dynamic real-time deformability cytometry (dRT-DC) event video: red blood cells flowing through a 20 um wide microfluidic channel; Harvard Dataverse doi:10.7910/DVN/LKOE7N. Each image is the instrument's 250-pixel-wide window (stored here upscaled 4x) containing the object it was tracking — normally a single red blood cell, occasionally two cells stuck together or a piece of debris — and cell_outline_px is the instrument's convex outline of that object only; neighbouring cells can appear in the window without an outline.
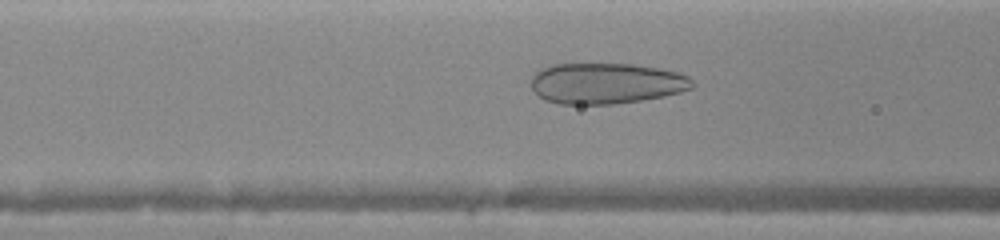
{"species": "human", "species_latin": "Homo sapiens", "temperature_condition": "warm", "stored_images_in_passage": 41, "camera_frame_rate_fps": 3000, "um_per_image_px": 0.085, "donor": {"sex": "female"}, "frame": {"image": 1, "passage_image": 8, "time_ms": 1.333, "image_size_px": [1000, 240], "cell_outline_px": [[692, 88], [680, 92], [664, 96], [640, 100], [612, 104], [560, 104], [544, 100], [532, 88], [532, 76], [536, 72], [552, 64], [632, 64], [656, 68], [676, 72], [688, 76], [692, 80]], "centroid_in_image_um": [51.51, 7.09], "position_along_channel_um": 115.1, "area_um2": 38.09}}
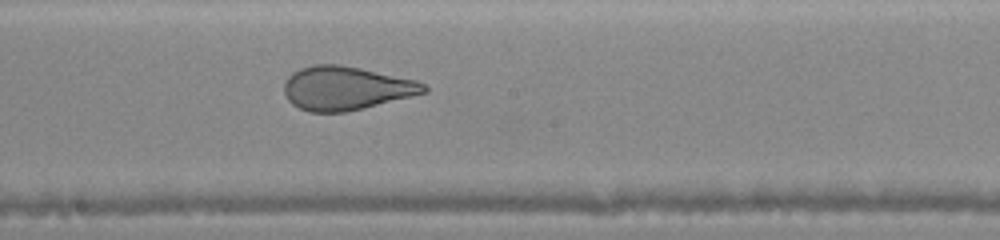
{"frame": {"image": 2, "passage_image": 22, "time_ms": 3.667, "image_size_px": [1000, 240], "cell_outline_px": [[428, 92], [364, 108], [344, 112], [308, 112], [292, 104], [288, 100], [284, 92], [284, 84], [288, 76], [292, 72], [300, 68], [316, 64], [340, 64], [360, 68], [416, 80], [424, 84], [428, 88]], "centroid_in_image_um": [29.4, 7.49], "position_along_channel_um": 218.8, "area_um2": 35.55}}
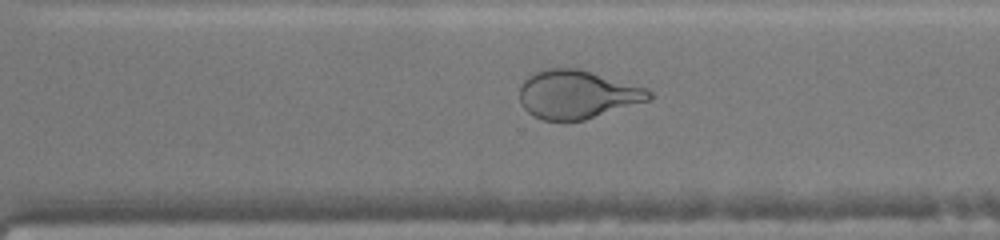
{"frame": {"image": 3, "passage_image": 35, "time_ms": 6.0, "image_size_px": [1000, 240], "cell_outline_px": [[652, 100], [584, 120], [540, 120], [532, 116], [520, 104], [520, 84], [532, 72], [544, 68], [580, 68], [648, 88], [652, 92]], "centroid_in_image_um": [49.06, 8.02], "position_along_channel_um": 321.5, "area_um2": 37.11}}